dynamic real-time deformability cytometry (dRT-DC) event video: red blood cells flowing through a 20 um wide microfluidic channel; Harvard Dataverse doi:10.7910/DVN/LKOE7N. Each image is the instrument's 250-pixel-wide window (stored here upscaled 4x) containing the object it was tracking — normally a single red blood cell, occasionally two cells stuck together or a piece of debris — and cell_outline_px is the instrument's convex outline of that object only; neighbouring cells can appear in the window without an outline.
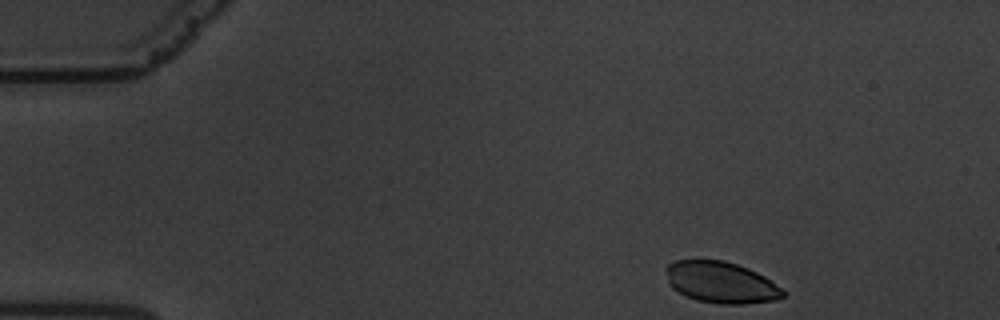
{"species": "common noctule bat (a hibernating species)", "species_latin": "Nyctalus noctula", "temperature_condition": "warm", "stored_images_in_passage": 53, "camera_frame_rate_fps": 3000, "um_per_image_px": 0.085, "animal": {"sex": "male", "body_mass_g": 19.5, "forearm_length_mm": 54.6}, "frame": {"image": 1, "passage_image": 1, "time_ms": 0.0, "image_size_px": [1000, 320], "cell_outline_px": [[784, 296], [776, 300], [744, 304], [720, 304], [696, 300], [684, 296], [672, 288], [668, 284], [664, 268], [668, 264], [676, 260], [724, 260], [748, 268], [764, 276], [780, 288], [784, 292]], "centroid_in_image_um": [61.23, 24.01], "position_along_channel_um": 23.8, "area_um2": 28.32}}
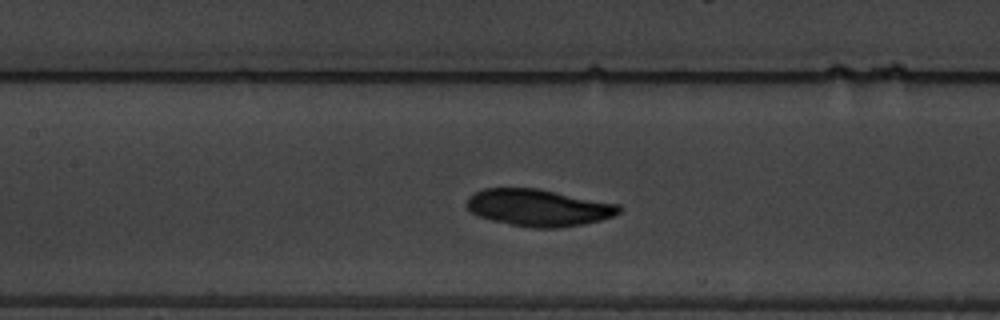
{"frame": {"image": 2, "passage_image": 21, "time_ms": 6.667, "image_size_px": [1000, 320], "cell_outline_px": [[620, 212], [612, 216], [600, 220], [584, 224], [560, 228], [528, 228], [508, 224], [492, 220], [480, 216], [472, 212], [468, 208], [468, 196], [484, 188], [536, 188], [620, 204]], "centroid_in_image_um": [45.79, 17.66], "position_along_channel_um": 161.6, "area_um2": 32.71}}
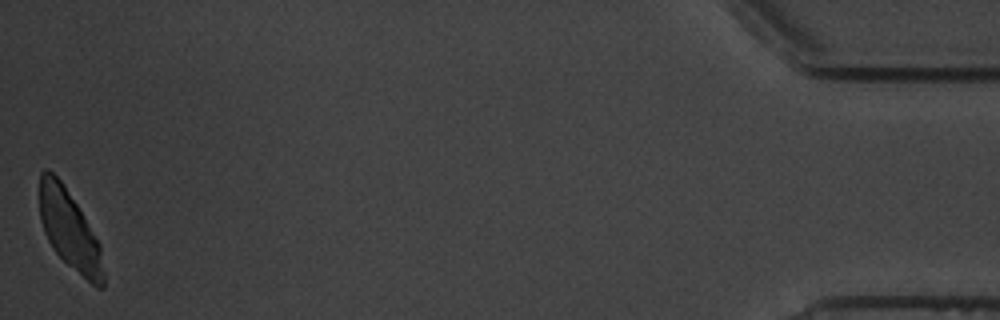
{"frame": {"image": 3, "passage_image": 53, "time_ms": 17.333, "image_size_px": [1000, 320], "cell_outline_px": [[104, 288], [96, 288], [68, 264], [52, 248], [44, 232], [40, 220], [40, 172], [44, 168], [48, 168], [64, 184], [100, 244], [104, 272]], "centroid_in_image_um": [5.9, 19.55], "position_along_channel_um": 429.3, "area_um2": 29.25}}